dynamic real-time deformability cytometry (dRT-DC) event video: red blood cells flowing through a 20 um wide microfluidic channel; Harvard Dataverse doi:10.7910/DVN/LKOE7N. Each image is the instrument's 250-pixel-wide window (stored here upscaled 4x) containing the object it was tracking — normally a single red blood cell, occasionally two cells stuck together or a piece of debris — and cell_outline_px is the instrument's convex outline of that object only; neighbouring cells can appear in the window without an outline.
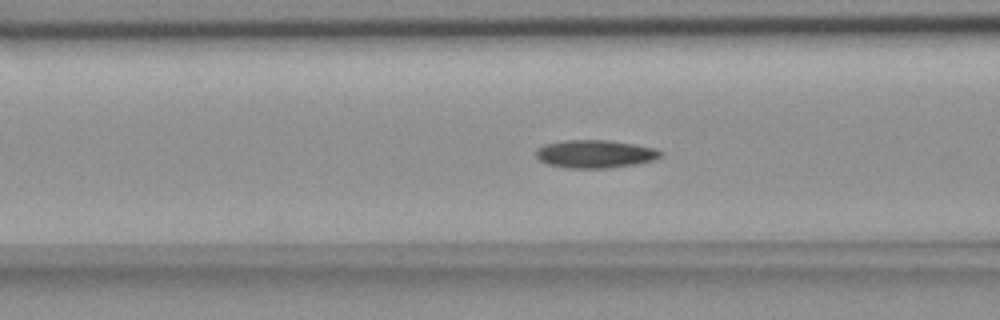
{"species": "common noctule bat (a hibernating species)", "species_latin": "Nyctalus noctula", "temperature_condition": "room temperature", "stored_images_in_passage": 48, "camera_frame_rate_fps": 3000, "um_per_image_px": 0.085, "animal": {"sex": "female", "body_mass_g": 18.4}, "frame": {"image": 1, "passage_image": 13, "time_ms": 4.0, "image_size_px": [1000, 320], "cell_outline_px": [[664, 156], [656, 160], [636, 164], [608, 168], [568, 168], [548, 164], [540, 160], [536, 156], [536, 148], [544, 144], [564, 140], [604, 140], [632, 144], [656, 148], [664, 152]], "centroid_in_image_um": [50.62, 13.09], "position_along_channel_um": 116.0, "area_um2": 20.46}}
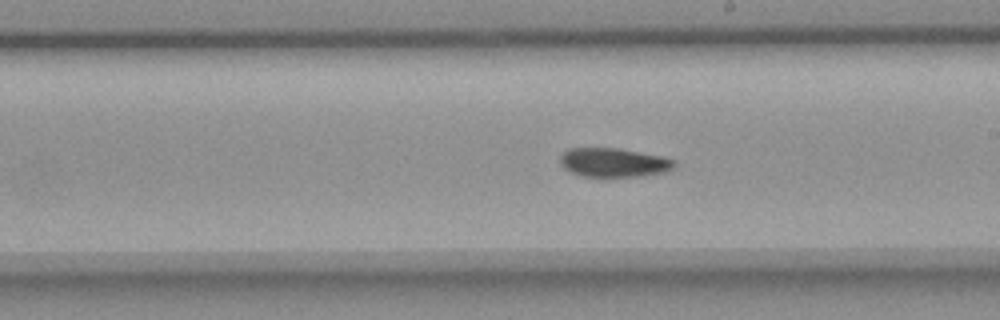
{"frame": {"image": 2, "passage_image": 23, "time_ms": 7.333, "image_size_px": [1000, 320], "cell_outline_px": [[676, 164], [668, 172], [644, 176], [608, 180], [600, 180], [580, 176], [568, 172], [560, 164], [560, 156], [568, 148], [616, 148], [660, 156], [676, 160]], "centroid_in_image_um": [52.13, 13.89], "position_along_channel_um": 236.9, "area_um2": 20.4}}
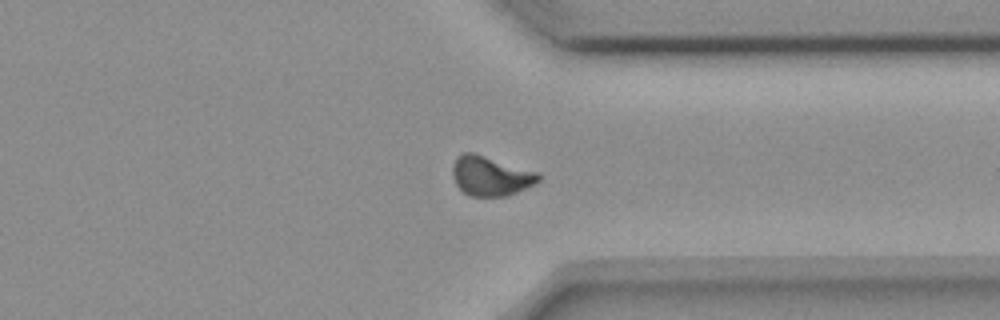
{"frame": {"image": 3, "passage_image": 34, "time_ms": 11.0, "image_size_px": [1000, 320], "cell_outline_px": [[540, 180], [536, 184], [508, 196], [468, 196], [456, 184], [452, 176], [452, 164], [456, 156], [464, 152], [472, 152], [540, 172]], "centroid_in_image_um": [41.71, 14.95], "position_along_channel_um": 369.7, "area_um2": 20.11}, "authors_computed_cell_mechanics": {"area_um2": 19.7098, "velocity_mm_per_s": 3.647, "shape_relaxation_time_tau1_ms": null, "shape_relaxation_time_tau2_ms": 6.1956, "deformation_change_tau1": null, "deformation_change_tau2": 0.1153}}